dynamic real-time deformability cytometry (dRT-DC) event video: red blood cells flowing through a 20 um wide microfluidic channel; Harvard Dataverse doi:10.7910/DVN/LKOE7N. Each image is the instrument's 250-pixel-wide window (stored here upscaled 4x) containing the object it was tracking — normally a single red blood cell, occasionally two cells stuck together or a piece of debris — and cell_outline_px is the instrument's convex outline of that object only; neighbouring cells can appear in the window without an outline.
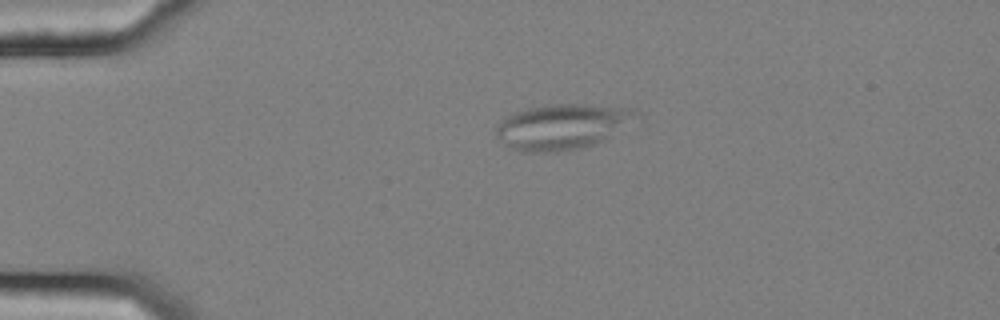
{"species": "common noctule bat (a hibernating species)", "species_latin": "Nyctalus noctula", "temperature_condition": "cold", "stored_images_in_passage": 49, "camera_frame_rate_fps": 3000, "um_per_image_px": 0.085, "animal": {"sex": "female", "body_mass_g": 25.1}, "frame": {"image": 1, "passage_image": 6, "time_ms": 1.667, "image_size_px": [1000, 320], "cell_outline_px": [[640, 112], [608, 136], [592, 144], [580, 148], [560, 152], [520, 152], [504, 144], [496, 136], [496, 124], [508, 116], [516, 112], [528, 108], [552, 104], [592, 104], [636, 108]], "centroid_in_image_um": [47.71, 10.75], "position_along_channel_um": 37.3, "area_um2": 36.47}}
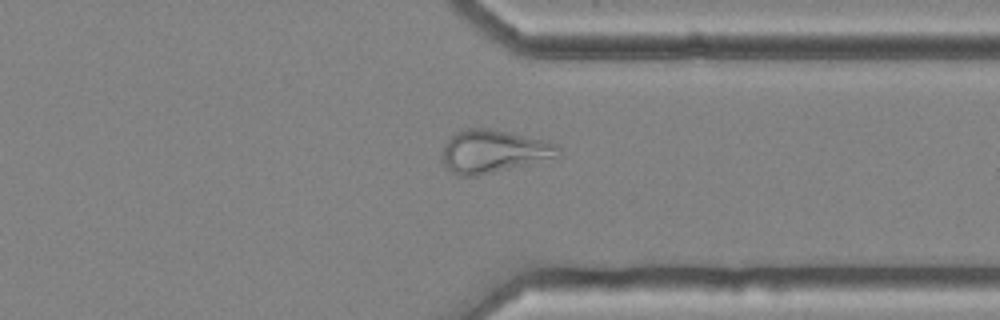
{"frame": {"image": 2, "passage_image": 37, "time_ms": 12.0, "image_size_px": [1000, 320], "cell_outline_px": [[564, 148], [560, 156], [476, 176], [456, 176], [448, 168], [444, 160], [444, 148], [448, 140], [456, 132], [468, 128], [488, 128], [508, 132], [544, 140], [556, 144]], "centroid_in_image_um": [41.99, 12.86], "position_along_channel_um": 369.4, "area_um2": 28.55}}
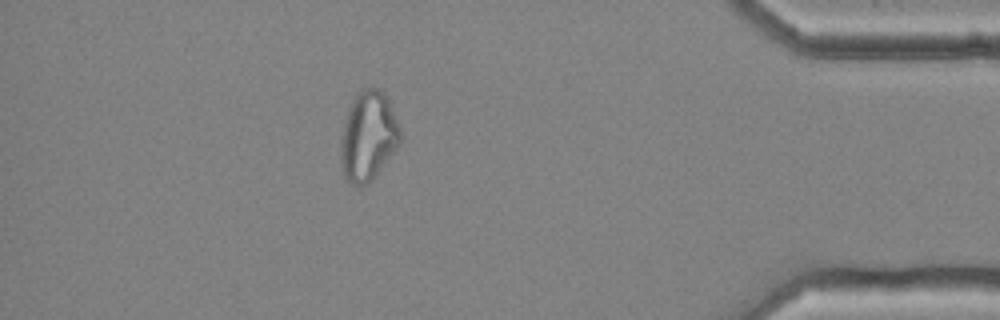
{"frame": {"image": 3, "passage_image": 43, "time_ms": 14.0, "image_size_px": [1000, 320], "cell_outline_px": [[400, 144], [368, 184], [352, 184], [344, 176], [340, 164], [340, 140], [348, 108], [352, 100], [364, 88], [380, 88], [384, 92], [392, 108], [400, 128]], "centroid_in_image_um": [31.28, 11.56], "position_along_channel_um": 403.9, "area_um2": 30.81}, "authors_computed_cell_mechanics": {"area_um2": 29.5358, "velocity_mm_per_s": 3.6268, "shape_relaxation_time_tau1_ms": null, "shape_relaxation_time_tau2_ms": 2.7462, "deformation_change_tau1": null, "deformation_change_tau2": 0.0973}}